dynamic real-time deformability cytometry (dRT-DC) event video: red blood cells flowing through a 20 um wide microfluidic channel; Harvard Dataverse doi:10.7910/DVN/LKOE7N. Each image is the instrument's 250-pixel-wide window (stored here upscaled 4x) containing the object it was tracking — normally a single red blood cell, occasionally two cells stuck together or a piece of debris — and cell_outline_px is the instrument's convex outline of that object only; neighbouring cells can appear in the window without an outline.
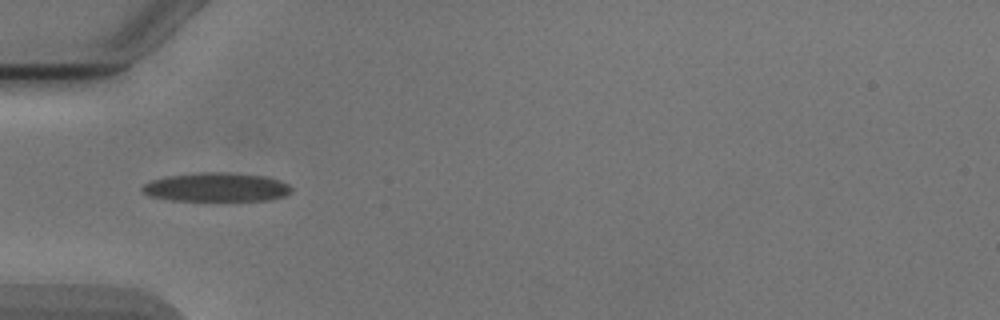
{"species": "Egyptian fruit bat (a non-hibernating species)", "species_latin": "Rousettus aegyptiacus", "temperature_condition": "cold", "stored_images_in_passage": 30, "camera_frame_rate_fps": 3000, "um_per_image_px": 0.085, "animal": {"sex": "male"}, "frame": {"image": 1, "passage_image": 1, "time_ms": 0.0, "image_size_px": [1000, 320], "cell_outline_px": [[292, 192], [284, 196], [272, 200], [172, 200], [148, 196], [140, 188], [144, 184], [152, 180], [168, 176], [204, 172], [220, 172], [264, 176], [280, 180], [288, 184], [292, 188]], "centroid_in_image_um": [18.41, 15.92], "position_along_channel_um": 66.6, "area_um2": 24.91}}
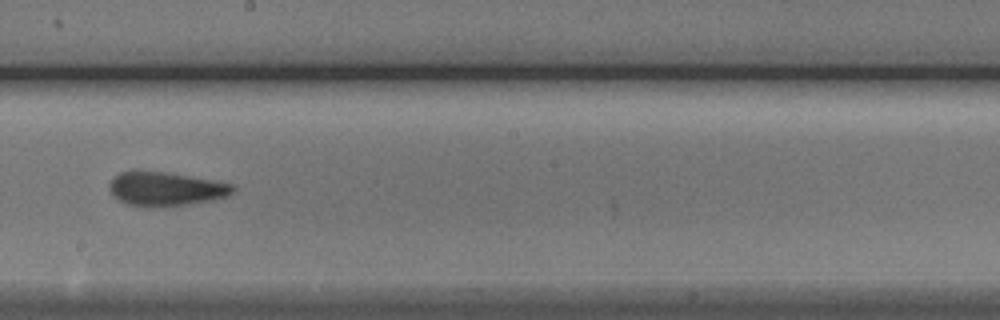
{"frame": {"image": 2, "passage_image": 14, "time_ms": 4.333, "image_size_px": [1000, 320], "cell_outline_px": [[236, 192], [228, 196], [168, 208], [148, 208], [128, 204], [120, 200], [108, 188], [108, 184], [120, 172], [160, 172], [212, 180], [232, 184], [236, 188]], "centroid_in_image_um": [14.11, 16.1], "position_along_channel_um": 234.1, "area_um2": 24.16}}
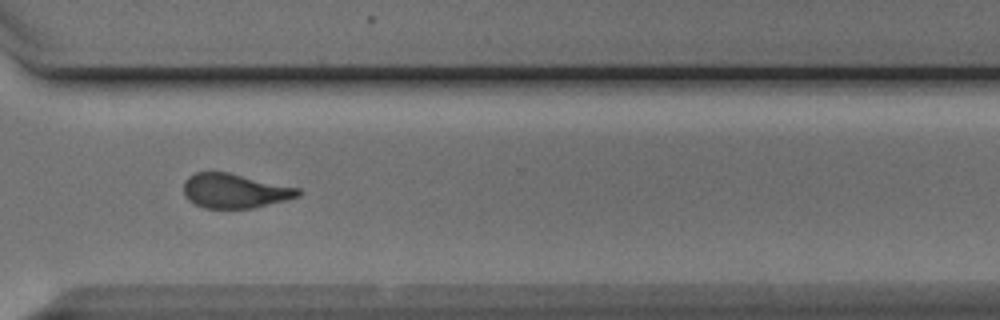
{"frame": {"image": 3, "passage_image": 23, "time_ms": 7.333, "image_size_px": [1000, 320], "cell_outline_px": [[304, 192], [300, 196], [288, 200], [252, 208], [204, 208], [188, 200], [184, 196], [184, 180], [188, 176], [196, 172], [228, 172], [300, 188]], "centroid_in_image_um": [19.98, 16.22], "position_along_channel_um": 350.6, "area_um2": 23.18}, "authors_computed_cell_mechanics": {"area_um2": 23.8425, "velocity_mm_per_s": 3.8939, "shape_relaxation_time_tau1_ms": 5.8612, "shape_relaxation_time_tau2_ms": 2.5567, "deformation_change_tau1": 0.1808, "deformation_change_tau2": 0.1113}}